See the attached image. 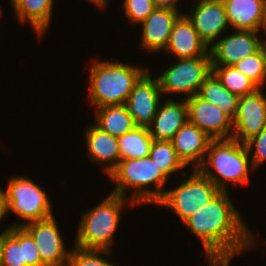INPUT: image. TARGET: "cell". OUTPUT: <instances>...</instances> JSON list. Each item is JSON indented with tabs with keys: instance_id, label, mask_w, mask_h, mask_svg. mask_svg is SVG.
Wrapping results in <instances>:
<instances>
[{
	"instance_id": "obj_26",
	"label": "cell",
	"mask_w": 266,
	"mask_h": 266,
	"mask_svg": "<svg viewBox=\"0 0 266 266\" xmlns=\"http://www.w3.org/2000/svg\"><path fill=\"white\" fill-rule=\"evenodd\" d=\"M149 157L168 178L187 167L178 157L172 141L153 140Z\"/></svg>"
},
{
	"instance_id": "obj_4",
	"label": "cell",
	"mask_w": 266,
	"mask_h": 266,
	"mask_svg": "<svg viewBox=\"0 0 266 266\" xmlns=\"http://www.w3.org/2000/svg\"><path fill=\"white\" fill-rule=\"evenodd\" d=\"M93 61L89 67V100L96 109L122 105L129 98L135 83L149 69L118 61Z\"/></svg>"
},
{
	"instance_id": "obj_37",
	"label": "cell",
	"mask_w": 266,
	"mask_h": 266,
	"mask_svg": "<svg viewBox=\"0 0 266 266\" xmlns=\"http://www.w3.org/2000/svg\"><path fill=\"white\" fill-rule=\"evenodd\" d=\"M264 26H265V34H266V0H265V21H264Z\"/></svg>"
},
{
	"instance_id": "obj_12",
	"label": "cell",
	"mask_w": 266,
	"mask_h": 266,
	"mask_svg": "<svg viewBox=\"0 0 266 266\" xmlns=\"http://www.w3.org/2000/svg\"><path fill=\"white\" fill-rule=\"evenodd\" d=\"M266 126V96L261 88L238 99L232 138L245 144Z\"/></svg>"
},
{
	"instance_id": "obj_16",
	"label": "cell",
	"mask_w": 266,
	"mask_h": 266,
	"mask_svg": "<svg viewBox=\"0 0 266 266\" xmlns=\"http://www.w3.org/2000/svg\"><path fill=\"white\" fill-rule=\"evenodd\" d=\"M181 11L169 8H156L140 25V47L147 53H160L165 51L173 25Z\"/></svg>"
},
{
	"instance_id": "obj_10",
	"label": "cell",
	"mask_w": 266,
	"mask_h": 266,
	"mask_svg": "<svg viewBox=\"0 0 266 266\" xmlns=\"http://www.w3.org/2000/svg\"><path fill=\"white\" fill-rule=\"evenodd\" d=\"M260 32L235 30L219 38L210 48L212 66H233L245 57L258 52L266 39H260Z\"/></svg>"
},
{
	"instance_id": "obj_30",
	"label": "cell",
	"mask_w": 266,
	"mask_h": 266,
	"mask_svg": "<svg viewBox=\"0 0 266 266\" xmlns=\"http://www.w3.org/2000/svg\"><path fill=\"white\" fill-rule=\"evenodd\" d=\"M123 7L133 26L141 24L156 9L153 0H123Z\"/></svg>"
},
{
	"instance_id": "obj_1",
	"label": "cell",
	"mask_w": 266,
	"mask_h": 266,
	"mask_svg": "<svg viewBox=\"0 0 266 266\" xmlns=\"http://www.w3.org/2000/svg\"><path fill=\"white\" fill-rule=\"evenodd\" d=\"M183 224L200 240L205 256H236L257 246V236L238 213L228 191H221Z\"/></svg>"
},
{
	"instance_id": "obj_38",
	"label": "cell",
	"mask_w": 266,
	"mask_h": 266,
	"mask_svg": "<svg viewBox=\"0 0 266 266\" xmlns=\"http://www.w3.org/2000/svg\"><path fill=\"white\" fill-rule=\"evenodd\" d=\"M108 1H110V0H103V8H105V6H107Z\"/></svg>"
},
{
	"instance_id": "obj_20",
	"label": "cell",
	"mask_w": 266,
	"mask_h": 266,
	"mask_svg": "<svg viewBox=\"0 0 266 266\" xmlns=\"http://www.w3.org/2000/svg\"><path fill=\"white\" fill-rule=\"evenodd\" d=\"M84 137L87 156L92 162L102 165L105 175L109 176L121 160L118 138L104 132L94 123L86 128Z\"/></svg>"
},
{
	"instance_id": "obj_32",
	"label": "cell",
	"mask_w": 266,
	"mask_h": 266,
	"mask_svg": "<svg viewBox=\"0 0 266 266\" xmlns=\"http://www.w3.org/2000/svg\"><path fill=\"white\" fill-rule=\"evenodd\" d=\"M234 256H206L209 266H230ZM207 265V266H208Z\"/></svg>"
},
{
	"instance_id": "obj_31",
	"label": "cell",
	"mask_w": 266,
	"mask_h": 266,
	"mask_svg": "<svg viewBox=\"0 0 266 266\" xmlns=\"http://www.w3.org/2000/svg\"><path fill=\"white\" fill-rule=\"evenodd\" d=\"M254 170L266 162V126L245 143ZM254 150V153L253 151ZM253 153V154H252ZM252 154V155H251Z\"/></svg>"
},
{
	"instance_id": "obj_15",
	"label": "cell",
	"mask_w": 266,
	"mask_h": 266,
	"mask_svg": "<svg viewBox=\"0 0 266 266\" xmlns=\"http://www.w3.org/2000/svg\"><path fill=\"white\" fill-rule=\"evenodd\" d=\"M2 266H45L31 235L10 225L1 232Z\"/></svg>"
},
{
	"instance_id": "obj_23",
	"label": "cell",
	"mask_w": 266,
	"mask_h": 266,
	"mask_svg": "<svg viewBox=\"0 0 266 266\" xmlns=\"http://www.w3.org/2000/svg\"><path fill=\"white\" fill-rule=\"evenodd\" d=\"M94 114L95 125L117 138L137 127L125 104L103 106L96 109Z\"/></svg>"
},
{
	"instance_id": "obj_17",
	"label": "cell",
	"mask_w": 266,
	"mask_h": 266,
	"mask_svg": "<svg viewBox=\"0 0 266 266\" xmlns=\"http://www.w3.org/2000/svg\"><path fill=\"white\" fill-rule=\"evenodd\" d=\"M167 53L177 59L211 56L209 47L200 38L191 21L182 13L175 21L169 36Z\"/></svg>"
},
{
	"instance_id": "obj_35",
	"label": "cell",
	"mask_w": 266,
	"mask_h": 266,
	"mask_svg": "<svg viewBox=\"0 0 266 266\" xmlns=\"http://www.w3.org/2000/svg\"><path fill=\"white\" fill-rule=\"evenodd\" d=\"M90 1V3L94 4L96 7H99V9H103V0H87Z\"/></svg>"
},
{
	"instance_id": "obj_9",
	"label": "cell",
	"mask_w": 266,
	"mask_h": 266,
	"mask_svg": "<svg viewBox=\"0 0 266 266\" xmlns=\"http://www.w3.org/2000/svg\"><path fill=\"white\" fill-rule=\"evenodd\" d=\"M55 216L22 227L31 235L45 266H68L71 249H67Z\"/></svg>"
},
{
	"instance_id": "obj_5",
	"label": "cell",
	"mask_w": 266,
	"mask_h": 266,
	"mask_svg": "<svg viewBox=\"0 0 266 266\" xmlns=\"http://www.w3.org/2000/svg\"><path fill=\"white\" fill-rule=\"evenodd\" d=\"M136 206L130 199L110 193L98 205L82 214L75 237L76 247L112 250V240L119 227L123 208Z\"/></svg>"
},
{
	"instance_id": "obj_7",
	"label": "cell",
	"mask_w": 266,
	"mask_h": 266,
	"mask_svg": "<svg viewBox=\"0 0 266 266\" xmlns=\"http://www.w3.org/2000/svg\"><path fill=\"white\" fill-rule=\"evenodd\" d=\"M191 175L183 172L181 183L173 189H166L164 196L156 204L168 208L184 223L191 215L209 204L221 190L197 169L191 170Z\"/></svg>"
},
{
	"instance_id": "obj_8",
	"label": "cell",
	"mask_w": 266,
	"mask_h": 266,
	"mask_svg": "<svg viewBox=\"0 0 266 266\" xmlns=\"http://www.w3.org/2000/svg\"><path fill=\"white\" fill-rule=\"evenodd\" d=\"M212 73L211 56L178 59L156 76L164 97L185 94L184 99L198 94L203 82Z\"/></svg>"
},
{
	"instance_id": "obj_28",
	"label": "cell",
	"mask_w": 266,
	"mask_h": 266,
	"mask_svg": "<svg viewBox=\"0 0 266 266\" xmlns=\"http://www.w3.org/2000/svg\"><path fill=\"white\" fill-rule=\"evenodd\" d=\"M233 66L262 89L266 82V44L258 52L243 58Z\"/></svg>"
},
{
	"instance_id": "obj_27",
	"label": "cell",
	"mask_w": 266,
	"mask_h": 266,
	"mask_svg": "<svg viewBox=\"0 0 266 266\" xmlns=\"http://www.w3.org/2000/svg\"><path fill=\"white\" fill-rule=\"evenodd\" d=\"M222 85L238 97L254 93L258 87L234 66H212Z\"/></svg>"
},
{
	"instance_id": "obj_3",
	"label": "cell",
	"mask_w": 266,
	"mask_h": 266,
	"mask_svg": "<svg viewBox=\"0 0 266 266\" xmlns=\"http://www.w3.org/2000/svg\"><path fill=\"white\" fill-rule=\"evenodd\" d=\"M249 169L254 171L246 145L233 138L213 139L203 163L197 168L221 191H228L229 182L235 187L247 185L252 173Z\"/></svg>"
},
{
	"instance_id": "obj_11",
	"label": "cell",
	"mask_w": 266,
	"mask_h": 266,
	"mask_svg": "<svg viewBox=\"0 0 266 266\" xmlns=\"http://www.w3.org/2000/svg\"><path fill=\"white\" fill-rule=\"evenodd\" d=\"M162 96L157 77L153 78L147 70L135 83L125 103L137 127L147 128L151 124Z\"/></svg>"
},
{
	"instance_id": "obj_13",
	"label": "cell",
	"mask_w": 266,
	"mask_h": 266,
	"mask_svg": "<svg viewBox=\"0 0 266 266\" xmlns=\"http://www.w3.org/2000/svg\"><path fill=\"white\" fill-rule=\"evenodd\" d=\"M193 4L190 13L186 12L187 18L200 38L211 47L223 32H227L229 24L222 0H197Z\"/></svg>"
},
{
	"instance_id": "obj_14",
	"label": "cell",
	"mask_w": 266,
	"mask_h": 266,
	"mask_svg": "<svg viewBox=\"0 0 266 266\" xmlns=\"http://www.w3.org/2000/svg\"><path fill=\"white\" fill-rule=\"evenodd\" d=\"M188 106V121L206 132L212 139H230L233 135V120L220 107L198 95L185 99Z\"/></svg>"
},
{
	"instance_id": "obj_18",
	"label": "cell",
	"mask_w": 266,
	"mask_h": 266,
	"mask_svg": "<svg viewBox=\"0 0 266 266\" xmlns=\"http://www.w3.org/2000/svg\"><path fill=\"white\" fill-rule=\"evenodd\" d=\"M213 139L202 129L187 121L174 135L172 144L178 157L191 169H197L204 161Z\"/></svg>"
},
{
	"instance_id": "obj_33",
	"label": "cell",
	"mask_w": 266,
	"mask_h": 266,
	"mask_svg": "<svg viewBox=\"0 0 266 266\" xmlns=\"http://www.w3.org/2000/svg\"><path fill=\"white\" fill-rule=\"evenodd\" d=\"M180 1L179 0H153V3L156 8H169L172 10L180 11V9H178L179 8L178 5Z\"/></svg>"
},
{
	"instance_id": "obj_29",
	"label": "cell",
	"mask_w": 266,
	"mask_h": 266,
	"mask_svg": "<svg viewBox=\"0 0 266 266\" xmlns=\"http://www.w3.org/2000/svg\"><path fill=\"white\" fill-rule=\"evenodd\" d=\"M112 250L82 249L74 246L70 252L68 266H118L103 255L110 256Z\"/></svg>"
},
{
	"instance_id": "obj_19",
	"label": "cell",
	"mask_w": 266,
	"mask_h": 266,
	"mask_svg": "<svg viewBox=\"0 0 266 266\" xmlns=\"http://www.w3.org/2000/svg\"><path fill=\"white\" fill-rule=\"evenodd\" d=\"M151 124L147 127L153 140L172 141L176 132L188 121V106L183 98L177 102L163 99Z\"/></svg>"
},
{
	"instance_id": "obj_2",
	"label": "cell",
	"mask_w": 266,
	"mask_h": 266,
	"mask_svg": "<svg viewBox=\"0 0 266 266\" xmlns=\"http://www.w3.org/2000/svg\"><path fill=\"white\" fill-rule=\"evenodd\" d=\"M108 177L116 184L110 193L130 199L136 206L157 204L169 180L149 156L121 159ZM129 190H132L130 196Z\"/></svg>"
},
{
	"instance_id": "obj_6",
	"label": "cell",
	"mask_w": 266,
	"mask_h": 266,
	"mask_svg": "<svg viewBox=\"0 0 266 266\" xmlns=\"http://www.w3.org/2000/svg\"><path fill=\"white\" fill-rule=\"evenodd\" d=\"M4 190L7 214L22 218L21 223L10 226H23L27 223L48 219L53 214V206L46 191L29 177L12 176Z\"/></svg>"
},
{
	"instance_id": "obj_24",
	"label": "cell",
	"mask_w": 266,
	"mask_h": 266,
	"mask_svg": "<svg viewBox=\"0 0 266 266\" xmlns=\"http://www.w3.org/2000/svg\"><path fill=\"white\" fill-rule=\"evenodd\" d=\"M197 95L220 107L232 120L236 117L239 97L225 88L213 72L203 82Z\"/></svg>"
},
{
	"instance_id": "obj_25",
	"label": "cell",
	"mask_w": 266,
	"mask_h": 266,
	"mask_svg": "<svg viewBox=\"0 0 266 266\" xmlns=\"http://www.w3.org/2000/svg\"><path fill=\"white\" fill-rule=\"evenodd\" d=\"M121 159L149 156L153 139L148 128L136 127L131 132L118 137Z\"/></svg>"
},
{
	"instance_id": "obj_36",
	"label": "cell",
	"mask_w": 266,
	"mask_h": 266,
	"mask_svg": "<svg viewBox=\"0 0 266 266\" xmlns=\"http://www.w3.org/2000/svg\"><path fill=\"white\" fill-rule=\"evenodd\" d=\"M2 249H1V233H0V266H2Z\"/></svg>"
},
{
	"instance_id": "obj_34",
	"label": "cell",
	"mask_w": 266,
	"mask_h": 266,
	"mask_svg": "<svg viewBox=\"0 0 266 266\" xmlns=\"http://www.w3.org/2000/svg\"><path fill=\"white\" fill-rule=\"evenodd\" d=\"M8 216L7 214V203L3 188L0 186V225L2 220Z\"/></svg>"
},
{
	"instance_id": "obj_22",
	"label": "cell",
	"mask_w": 266,
	"mask_h": 266,
	"mask_svg": "<svg viewBox=\"0 0 266 266\" xmlns=\"http://www.w3.org/2000/svg\"><path fill=\"white\" fill-rule=\"evenodd\" d=\"M12 6V12L20 23H30L34 32L40 38L47 32L55 0H9ZM28 21V22H27Z\"/></svg>"
},
{
	"instance_id": "obj_21",
	"label": "cell",
	"mask_w": 266,
	"mask_h": 266,
	"mask_svg": "<svg viewBox=\"0 0 266 266\" xmlns=\"http://www.w3.org/2000/svg\"><path fill=\"white\" fill-rule=\"evenodd\" d=\"M229 27L234 30L265 32V0H222Z\"/></svg>"
}]
</instances>
